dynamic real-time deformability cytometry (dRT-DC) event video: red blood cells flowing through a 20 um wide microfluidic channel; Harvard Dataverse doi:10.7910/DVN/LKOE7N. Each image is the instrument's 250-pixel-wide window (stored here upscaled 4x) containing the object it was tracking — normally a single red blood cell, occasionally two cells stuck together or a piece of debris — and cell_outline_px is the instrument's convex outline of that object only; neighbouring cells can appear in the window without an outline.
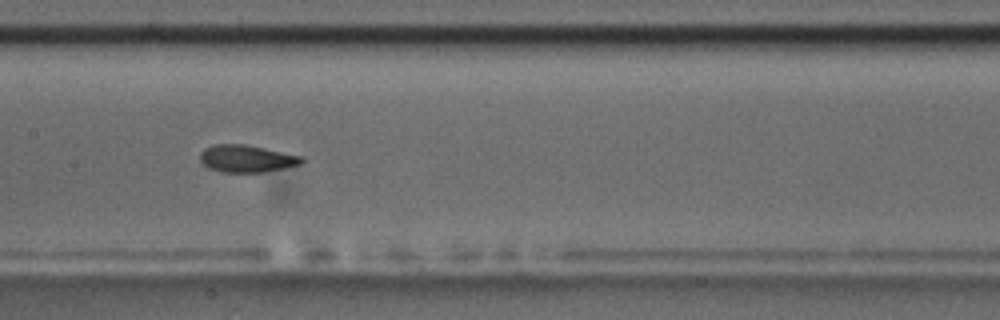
{"species": "common noctule bat (a hibernating species)", "species_latin": "Nyctalus noctula", "temperature_condition": "room temperature", "stored_images_in_passage": 8, "segment_of_instrument_passage": [2, 2], "camera_frame_rate_fps": 3000, "um_per_image_px": 0.085, "animal": {"sex": "male", "body_mass_g": 17.5, "forearm_length_mm": 52.3}, "frame": {"image": 1, "passage_image": 8, "time_ms": 9.0, "image_size_px": [1000, 320], "cell_outline_px": [[304, 160], [300, 164], [264, 172], [220, 172], [208, 168], [200, 160], [200, 152], [204, 148], [212, 144], [244, 144], [304, 156]], "centroid_in_image_um": [20.94, 13.47], "position_along_channel_um": 186.5, "area_um2": 16.18}}